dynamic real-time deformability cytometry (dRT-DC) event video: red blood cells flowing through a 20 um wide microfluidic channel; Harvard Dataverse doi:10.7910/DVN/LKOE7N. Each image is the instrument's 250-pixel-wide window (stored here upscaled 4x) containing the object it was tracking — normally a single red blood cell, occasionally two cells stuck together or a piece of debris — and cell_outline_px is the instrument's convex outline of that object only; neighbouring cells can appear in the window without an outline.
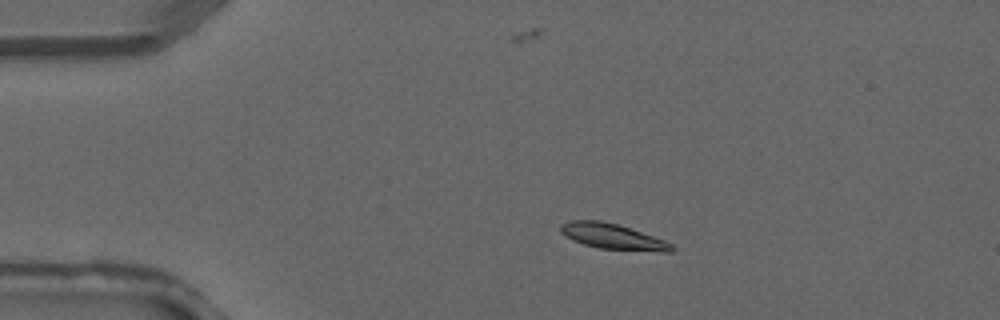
{"species": "common noctule bat (a hibernating species)", "species_latin": "Nyctalus noctula", "temperature_condition": "warm", "stored_images_in_passage": 2, "camera_frame_rate_fps": 3000, "um_per_image_px": 0.085, "animal": {"sex": "male", "forearm_length_mm": 52.5}, "frame": {"image": 1, "passage_image": 1, "time_ms": 0.0, "image_size_px": [1000, 320], "cell_outline_px": [[676, 248], [672, 252], [660, 252], [600, 248], [584, 244], [572, 240], [560, 232], [560, 224], [572, 220], [600, 220], [616, 224], [664, 240], [672, 244]], "centroid_in_image_um": [52.08, 20.11], "position_along_channel_um": 32.9, "area_um2": 16.36}}